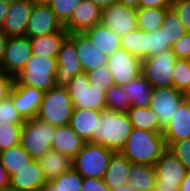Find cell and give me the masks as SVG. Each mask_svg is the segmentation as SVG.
Listing matches in <instances>:
<instances>
[{"instance_id": "6da1fadb", "label": "cell", "mask_w": 190, "mask_h": 191, "mask_svg": "<svg viewBox=\"0 0 190 191\" xmlns=\"http://www.w3.org/2000/svg\"><path fill=\"white\" fill-rule=\"evenodd\" d=\"M166 150L167 146L162 132L132 128L120 153L131 163L154 166Z\"/></svg>"}, {"instance_id": "7a4b0ae2", "label": "cell", "mask_w": 190, "mask_h": 191, "mask_svg": "<svg viewBox=\"0 0 190 191\" xmlns=\"http://www.w3.org/2000/svg\"><path fill=\"white\" fill-rule=\"evenodd\" d=\"M131 130L132 124L127 112L104 109L101 110L91 143L102 145L115 153L120 152Z\"/></svg>"}, {"instance_id": "3957f363", "label": "cell", "mask_w": 190, "mask_h": 191, "mask_svg": "<svg viewBox=\"0 0 190 191\" xmlns=\"http://www.w3.org/2000/svg\"><path fill=\"white\" fill-rule=\"evenodd\" d=\"M56 71L57 58L32 53L24 68L14 77V82L46 92L56 87Z\"/></svg>"}, {"instance_id": "277c9868", "label": "cell", "mask_w": 190, "mask_h": 191, "mask_svg": "<svg viewBox=\"0 0 190 191\" xmlns=\"http://www.w3.org/2000/svg\"><path fill=\"white\" fill-rule=\"evenodd\" d=\"M73 102L66 88L54 87L44 92L37 118L54 127L70 123Z\"/></svg>"}, {"instance_id": "5b68a950", "label": "cell", "mask_w": 190, "mask_h": 191, "mask_svg": "<svg viewBox=\"0 0 190 191\" xmlns=\"http://www.w3.org/2000/svg\"><path fill=\"white\" fill-rule=\"evenodd\" d=\"M114 153L102 145L86 142L72 159V168L83 178H103Z\"/></svg>"}, {"instance_id": "8992f818", "label": "cell", "mask_w": 190, "mask_h": 191, "mask_svg": "<svg viewBox=\"0 0 190 191\" xmlns=\"http://www.w3.org/2000/svg\"><path fill=\"white\" fill-rule=\"evenodd\" d=\"M55 127L35 117L25 120L20 144L29 153L32 159L38 160L51 150Z\"/></svg>"}, {"instance_id": "52a82bcc", "label": "cell", "mask_w": 190, "mask_h": 191, "mask_svg": "<svg viewBox=\"0 0 190 191\" xmlns=\"http://www.w3.org/2000/svg\"><path fill=\"white\" fill-rule=\"evenodd\" d=\"M66 89L73 102V108L106 109L103 89L95 86V83H90L86 72L73 76Z\"/></svg>"}, {"instance_id": "ba28073f", "label": "cell", "mask_w": 190, "mask_h": 191, "mask_svg": "<svg viewBox=\"0 0 190 191\" xmlns=\"http://www.w3.org/2000/svg\"><path fill=\"white\" fill-rule=\"evenodd\" d=\"M177 58L171 49L142 60V75L153 88L173 86V67Z\"/></svg>"}, {"instance_id": "9c48e42d", "label": "cell", "mask_w": 190, "mask_h": 191, "mask_svg": "<svg viewBox=\"0 0 190 191\" xmlns=\"http://www.w3.org/2000/svg\"><path fill=\"white\" fill-rule=\"evenodd\" d=\"M154 167L157 178L153 191H179L187 169L169 149L155 162Z\"/></svg>"}, {"instance_id": "30bf717a", "label": "cell", "mask_w": 190, "mask_h": 191, "mask_svg": "<svg viewBox=\"0 0 190 191\" xmlns=\"http://www.w3.org/2000/svg\"><path fill=\"white\" fill-rule=\"evenodd\" d=\"M184 100V93L174 86L157 87L152 89L149 108L157 114L160 125L164 127Z\"/></svg>"}, {"instance_id": "8fae6325", "label": "cell", "mask_w": 190, "mask_h": 191, "mask_svg": "<svg viewBox=\"0 0 190 191\" xmlns=\"http://www.w3.org/2000/svg\"><path fill=\"white\" fill-rule=\"evenodd\" d=\"M114 85L123 86L142 74V60L120 48L107 59Z\"/></svg>"}, {"instance_id": "7c38bea8", "label": "cell", "mask_w": 190, "mask_h": 191, "mask_svg": "<svg viewBox=\"0 0 190 191\" xmlns=\"http://www.w3.org/2000/svg\"><path fill=\"white\" fill-rule=\"evenodd\" d=\"M31 55L32 48L28 37L8 38L4 56L0 62V71L14 78L24 68Z\"/></svg>"}, {"instance_id": "4fadbf2b", "label": "cell", "mask_w": 190, "mask_h": 191, "mask_svg": "<svg viewBox=\"0 0 190 191\" xmlns=\"http://www.w3.org/2000/svg\"><path fill=\"white\" fill-rule=\"evenodd\" d=\"M82 72L74 40L68 35L62 42L57 56L56 87L66 88L72 77Z\"/></svg>"}, {"instance_id": "5bb4252c", "label": "cell", "mask_w": 190, "mask_h": 191, "mask_svg": "<svg viewBox=\"0 0 190 191\" xmlns=\"http://www.w3.org/2000/svg\"><path fill=\"white\" fill-rule=\"evenodd\" d=\"M136 9L113 3L101 9L100 23L122 37L130 31L138 29Z\"/></svg>"}, {"instance_id": "9a60e30c", "label": "cell", "mask_w": 190, "mask_h": 191, "mask_svg": "<svg viewBox=\"0 0 190 191\" xmlns=\"http://www.w3.org/2000/svg\"><path fill=\"white\" fill-rule=\"evenodd\" d=\"M64 28L50 6L34 4L25 36L29 39L52 34Z\"/></svg>"}, {"instance_id": "2e32d148", "label": "cell", "mask_w": 190, "mask_h": 191, "mask_svg": "<svg viewBox=\"0 0 190 191\" xmlns=\"http://www.w3.org/2000/svg\"><path fill=\"white\" fill-rule=\"evenodd\" d=\"M33 5L32 0H10L1 28L8 38L25 36Z\"/></svg>"}, {"instance_id": "e0dca14e", "label": "cell", "mask_w": 190, "mask_h": 191, "mask_svg": "<svg viewBox=\"0 0 190 191\" xmlns=\"http://www.w3.org/2000/svg\"><path fill=\"white\" fill-rule=\"evenodd\" d=\"M44 92L35 87L17 85L15 82L9 94L13 105L24 120L37 117Z\"/></svg>"}, {"instance_id": "ac0fdd59", "label": "cell", "mask_w": 190, "mask_h": 191, "mask_svg": "<svg viewBox=\"0 0 190 191\" xmlns=\"http://www.w3.org/2000/svg\"><path fill=\"white\" fill-rule=\"evenodd\" d=\"M101 9L91 0H82L74 9L70 19L64 24L69 34L84 32L99 24L101 20Z\"/></svg>"}, {"instance_id": "d6986e66", "label": "cell", "mask_w": 190, "mask_h": 191, "mask_svg": "<svg viewBox=\"0 0 190 191\" xmlns=\"http://www.w3.org/2000/svg\"><path fill=\"white\" fill-rule=\"evenodd\" d=\"M69 36L74 40L83 72L88 73L107 65L108 57L93 46L90 38L84 32L71 33Z\"/></svg>"}, {"instance_id": "ffe728a7", "label": "cell", "mask_w": 190, "mask_h": 191, "mask_svg": "<svg viewBox=\"0 0 190 191\" xmlns=\"http://www.w3.org/2000/svg\"><path fill=\"white\" fill-rule=\"evenodd\" d=\"M9 184L18 191H41L47 180L38 160L32 159L10 177Z\"/></svg>"}, {"instance_id": "44dd1931", "label": "cell", "mask_w": 190, "mask_h": 191, "mask_svg": "<svg viewBox=\"0 0 190 191\" xmlns=\"http://www.w3.org/2000/svg\"><path fill=\"white\" fill-rule=\"evenodd\" d=\"M167 149L177 141L190 138V103L184 100L174 117L163 127Z\"/></svg>"}, {"instance_id": "7402d4cb", "label": "cell", "mask_w": 190, "mask_h": 191, "mask_svg": "<svg viewBox=\"0 0 190 191\" xmlns=\"http://www.w3.org/2000/svg\"><path fill=\"white\" fill-rule=\"evenodd\" d=\"M86 142L69 126L55 127L51 148L73 159Z\"/></svg>"}, {"instance_id": "603a6c76", "label": "cell", "mask_w": 190, "mask_h": 191, "mask_svg": "<svg viewBox=\"0 0 190 191\" xmlns=\"http://www.w3.org/2000/svg\"><path fill=\"white\" fill-rule=\"evenodd\" d=\"M101 110L74 108L69 126L85 141L91 142Z\"/></svg>"}, {"instance_id": "cb8c5ba5", "label": "cell", "mask_w": 190, "mask_h": 191, "mask_svg": "<svg viewBox=\"0 0 190 191\" xmlns=\"http://www.w3.org/2000/svg\"><path fill=\"white\" fill-rule=\"evenodd\" d=\"M84 33L90 38L93 46L107 57L121 48V37L101 23L85 30Z\"/></svg>"}, {"instance_id": "d4e9b609", "label": "cell", "mask_w": 190, "mask_h": 191, "mask_svg": "<svg viewBox=\"0 0 190 191\" xmlns=\"http://www.w3.org/2000/svg\"><path fill=\"white\" fill-rule=\"evenodd\" d=\"M38 162L47 182L72 169V159L53 149L39 158Z\"/></svg>"}, {"instance_id": "484cf974", "label": "cell", "mask_w": 190, "mask_h": 191, "mask_svg": "<svg viewBox=\"0 0 190 191\" xmlns=\"http://www.w3.org/2000/svg\"><path fill=\"white\" fill-rule=\"evenodd\" d=\"M156 178L154 166L131 163L126 184L134 191H153Z\"/></svg>"}, {"instance_id": "4316f807", "label": "cell", "mask_w": 190, "mask_h": 191, "mask_svg": "<svg viewBox=\"0 0 190 191\" xmlns=\"http://www.w3.org/2000/svg\"><path fill=\"white\" fill-rule=\"evenodd\" d=\"M131 162L120 152L112 155L108 168L104 174V182L110 188L120 187L126 184Z\"/></svg>"}, {"instance_id": "83f0119b", "label": "cell", "mask_w": 190, "mask_h": 191, "mask_svg": "<svg viewBox=\"0 0 190 191\" xmlns=\"http://www.w3.org/2000/svg\"><path fill=\"white\" fill-rule=\"evenodd\" d=\"M68 35L63 28L58 32L30 39L32 53L57 58L61 44Z\"/></svg>"}, {"instance_id": "f1b7e54d", "label": "cell", "mask_w": 190, "mask_h": 191, "mask_svg": "<svg viewBox=\"0 0 190 191\" xmlns=\"http://www.w3.org/2000/svg\"><path fill=\"white\" fill-rule=\"evenodd\" d=\"M133 107H149L153 87L141 74L128 84L122 86Z\"/></svg>"}, {"instance_id": "f546056e", "label": "cell", "mask_w": 190, "mask_h": 191, "mask_svg": "<svg viewBox=\"0 0 190 191\" xmlns=\"http://www.w3.org/2000/svg\"><path fill=\"white\" fill-rule=\"evenodd\" d=\"M132 128L150 132H163L157 114L149 107H133L127 110Z\"/></svg>"}, {"instance_id": "4dcf8cb0", "label": "cell", "mask_w": 190, "mask_h": 191, "mask_svg": "<svg viewBox=\"0 0 190 191\" xmlns=\"http://www.w3.org/2000/svg\"><path fill=\"white\" fill-rule=\"evenodd\" d=\"M121 48L143 60L148 57V33L139 29L121 37Z\"/></svg>"}, {"instance_id": "1f68e13d", "label": "cell", "mask_w": 190, "mask_h": 191, "mask_svg": "<svg viewBox=\"0 0 190 191\" xmlns=\"http://www.w3.org/2000/svg\"><path fill=\"white\" fill-rule=\"evenodd\" d=\"M32 158L29 153L18 144L0 152V163L6 169L9 177L24 167Z\"/></svg>"}, {"instance_id": "d6a6232c", "label": "cell", "mask_w": 190, "mask_h": 191, "mask_svg": "<svg viewBox=\"0 0 190 191\" xmlns=\"http://www.w3.org/2000/svg\"><path fill=\"white\" fill-rule=\"evenodd\" d=\"M168 8H138L136 9L137 27L147 33L161 28Z\"/></svg>"}, {"instance_id": "836d02e7", "label": "cell", "mask_w": 190, "mask_h": 191, "mask_svg": "<svg viewBox=\"0 0 190 191\" xmlns=\"http://www.w3.org/2000/svg\"><path fill=\"white\" fill-rule=\"evenodd\" d=\"M83 177L73 168L48 181L43 191H81Z\"/></svg>"}, {"instance_id": "e575fe53", "label": "cell", "mask_w": 190, "mask_h": 191, "mask_svg": "<svg viewBox=\"0 0 190 191\" xmlns=\"http://www.w3.org/2000/svg\"><path fill=\"white\" fill-rule=\"evenodd\" d=\"M161 28L165 33L166 43L171 46L187 32L186 27L172 8L166 10Z\"/></svg>"}, {"instance_id": "d590c367", "label": "cell", "mask_w": 190, "mask_h": 191, "mask_svg": "<svg viewBox=\"0 0 190 191\" xmlns=\"http://www.w3.org/2000/svg\"><path fill=\"white\" fill-rule=\"evenodd\" d=\"M106 109L127 112L131 107L129 97L122 86L113 85L105 93Z\"/></svg>"}, {"instance_id": "8d00e7d4", "label": "cell", "mask_w": 190, "mask_h": 191, "mask_svg": "<svg viewBox=\"0 0 190 191\" xmlns=\"http://www.w3.org/2000/svg\"><path fill=\"white\" fill-rule=\"evenodd\" d=\"M173 86L185 93L190 88V59H177L173 67Z\"/></svg>"}, {"instance_id": "74e56055", "label": "cell", "mask_w": 190, "mask_h": 191, "mask_svg": "<svg viewBox=\"0 0 190 191\" xmlns=\"http://www.w3.org/2000/svg\"><path fill=\"white\" fill-rule=\"evenodd\" d=\"M23 124L7 123L0 125V152L20 144Z\"/></svg>"}, {"instance_id": "f35d334b", "label": "cell", "mask_w": 190, "mask_h": 191, "mask_svg": "<svg viewBox=\"0 0 190 191\" xmlns=\"http://www.w3.org/2000/svg\"><path fill=\"white\" fill-rule=\"evenodd\" d=\"M81 1L82 0H53L49 6L64 25L70 19L74 9Z\"/></svg>"}, {"instance_id": "ab89813d", "label": "cell", "mask_w": 190, "mask_h": 191, "mask_svg": "<svg viewBox=\"0 0 190 191\" xmlns=\"http://www.w3.org/2000/svg\"><path fill=\"white\" fill-rule=\"evenodd\" d=\"M87 75L89 82L95 83V86L102 88L104 93L114 85L111 72L107 65L92 70Z\"/></svg>"}, {"instance_id": "60d3db41", "label": "cell", "mask_w": 190, "mask_h": 191, "mask_svg": "<svg viewBox=\"0 0 190 191\" xmlns=\"http://www.w3.org/2000/svg\"><path fill=\"white\" fill-rule=\"evenodd\" d=\"M24 122L25 120L18 113L9 96L0 102V125Z\"/></svg>"}, {"instance_id": "b9f144b4", "label": "cell", "mask_w": 190, "mask_h": 191, "mask_svg": "<svg viewBox=\"0 0 190 191\" xmlns=\"http://www.w3.org/2000/svg\"><path fill=\"white\" fill-rule=\"evenodd\" d=\"M171 47L169 43H166V36L162 28L148 33V57L171 49Z\"/></svg>"}, {"instance_id": "7bdbcfd3", "label": "cell", "mask_w": 190, "mask_h": 191, "mask_svg": "<svg viewBox=\"0 0 190 191\" xmlns=\"http://www.w3.org/2000/svg\"><path fill=\"white\" fill-rule=\"evenodd\" d=\"M168 149L190 171V138L174 142Z\"/></svg>"}, {"instance_id": "ee69618b", "label": "cell", "mask_w": 190, "mask_h": 191, "mask_svg": "<svg viewBox=\"0 0 190 191\" xmlns=\"http://www.w3.org/2000/svg\"><path fill=\"white\" fill-rule=\"evenodd\" d=\"M171 8L176 12L187 32H190V0H174Z\"/></svg>"}, {"instance_id": "f6af8a7d", "label": "cell", "mask_w": 190, "mask_h": 191, "mask_svg": "<svg viewBox=\"0 0 190 191\" xmlns=\"http://www.w3.org/2000/svg\"><path fill=\"white\" fill-rule=\"evenodd\" d=\"M177 59H190V32H186L172 47Z\"/></svg>"}, {"instance_id": "bcb514c9", "label": "cell", "mask_w": 190, "mask_h": 191, "mask_svg": "<svg viewBox=\"0 0 190 191\" xmlns=\"http://www.w3.org/2000/svg\"><path fill=\"white\" fill-rule=\"evenodd\" d=\"M81 191H110L103 178H83Z\"/></svg>"}, {"instance_id": "7dc6e473", "label": "cell", "mask_w": 190, "mask_h": 191, "mask_svg": "<svg viewBox=\"0 0 190 191\" xmlns=\"http://www.w3.org/2000/svg\"><path fill=\"white\" fill-rule=\"evenodd\" d=\"M13 84L14 78L0 71V102L9 96Z\"/></svg>"}, {"instance_id": "c3c4849f", "label": "cell", "mask_w": 190, "mask_h": 191, "mask_svg": "<svg viewBox=\"0 0 190 191\" xmlns=\"http://www.w3.org/2000/svg\"><path fill=\"white\" fill-rule=\"evenodd\" d=\"M174 0H139L138 8H171Z\"/></svg>"}, {"instance_id": "681fc988", "label": "cell", "mask_w": 190, "mask_h": 191, "mask_svg": "<svg viewBox=\"0 0 190 191\" xmlns=\"http://www.w3.org/2000/svg\"><path fill=\"white\" fill-rule=\"evenodd\" d=\"M10 5V0H0V29L2 28L4 19Z\"/></svg>"}, {"instance_id": "f907efd6", "label": "cell", "mask_w": 190, "mask_h": 191, "mask_svg": "<svg viewBox=\"0 0 190 191\" xmlns=\"http://www.w3.org/2000/svg\"><path fill=\"white\" fill-rule=\"evenodd\" d=\"M10 177L6 169L0 163V188L9 185Z\"/></svg>"}, {"instance_id": "816d5d0a", "label": "cell", "mask_w": 190, "mask_h": 191, "mask_svg": "<svg viewBox=\"0 0 190 191\" xmlns=\"http://www.w3.org/2000/svg\"><path fill=\"white\" fill-rule=\"evenodd\" d=\"M8 37L5 35V33L0 29V62L3 59L6 43H7Z\"/></svg>"}, {"instance_id": "f5cc1de1", "label": "cell", "mask_w": 190, "mask_h": 191, "mask_svg": "<svg viewBox=\"0 0 190 191\" xmlns=\"http://www.w3.org/2000/svg\"><path fill=\"white\" fill-rule=\"evenodd\" d=\"M179 191H190V171H187L185 178L180 183Z\"/></svg>"}, {"instance_id": "db71d44e", "label": "cell", "mask_w": 190, "mask_h": 191, "mask_svg": "<svg viewBox=\"0 0 190 191\" xmlns=\"http://www.w3.org/2000/svg\"><path fill=\"white\" fill-rule=\"evenodd\" d=\"M124 6L131 7L134 9H138L139 0H118Z\"/></svg>"}, {"instance_id": "11a10c76", "label": "cell", "mask_w": 190, "mask_h": 191, "mask_svg": "<svg viewBox=\"0 0 190 191\" xmlns=\"http://www.w3.org/2000/svg\"><path fill=\"white\" fill-rule=\"evenodd\" d=\"M91 1L97 4L100 8H104L109 5H112L113 3L118 2V0H91Z\"/></svg>"}, {"instance_id": "9f6ffc18", "label": "cell", "mask_w": 190, "mask_h": 191, "mask_svg": "<svg viewBox=\"0 0 190 191\" xmlns=\"http://www.w3.org/2000/svg\"><path fill=\"white\" fill-rule=\"evenodd\" d=\"M110 191H134V190L127 184H123L120 187L118 186L116 188L110 189Z\"/></svg>"}, {"instance_id": "6f0895ef", "label": "cell", "mask_w": 190, "mask_h": 191, "mask_svg": "<svg viewBox=\"0 0 190 191\" xmlns=\"http://www.w3.org/2000/svg\"><path fill=\"white\" fill-rule=\"evenodd\" d=\"M53 0H32V2L36 5H47L49 6Z\"/></svg>"}, {"instance_id": "680465c9", "label": "cell", "mask_w": 190, "mask_h": 191, "mask_svg": "<svg viewBox=\"0 0 190 191\" xmlns=\"http://www.w3.org/2000/svg\"><path fill=\"white\" fill-rule=\"evenodd\" d=\"M0 191H18L17 189H15L13 186H11L10 184L0 188Z\"/></svg>"}, {"instance_id": "91938a15", "label": "cell", "mask_w": 190, "mask_h": 191, "mask_svg": "<svg viewBox=\"0 0 190 191\" xmlns=\"http://www.w3.org/2000/svg\"><path fill=\"white\" fill-rule=\"evenodd\" d=\"M184 98L190 103V88L184 93Z\"/></svg>"}]
</instances>
